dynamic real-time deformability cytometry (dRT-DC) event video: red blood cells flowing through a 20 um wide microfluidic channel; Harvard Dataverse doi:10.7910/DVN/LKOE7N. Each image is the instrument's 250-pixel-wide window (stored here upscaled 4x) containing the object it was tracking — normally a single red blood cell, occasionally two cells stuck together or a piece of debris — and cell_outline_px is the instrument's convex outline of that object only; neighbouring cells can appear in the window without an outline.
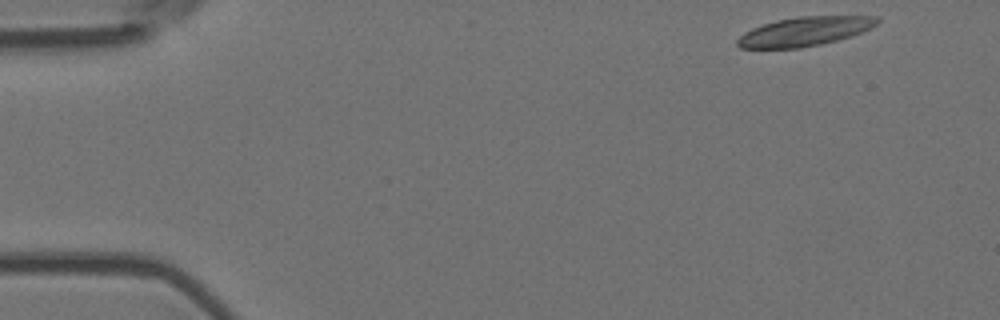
{"species": "Egyptian fruit bat (a non-hibernating species)", "species_latin": "Rousettus aegyptiacus", "temperature_condition": "room temperature", "stored_images_in_passage": 52, "camera_frame_rate_fps": 3000, "um_per_image_px": 0.085, "animal": {"sex": "female"}, "frame": {"image": 1, "passage_image": 1, "time_ms": 0.0, "image_size_px": [1000, 320], "cell_outline_px": [[880, 20], [872, 28], [864, 32], [852, 36], [820, 44], [800, 48], [740, 48], [736, 44], [736, 40], [744, 32], [752, 28], [776, 20], [800, 16], [880, 16]], "centroid_in_image_um": [68.42, 2.67], "position_along_channel_um": 16.6, "area_um2": 23.76}}
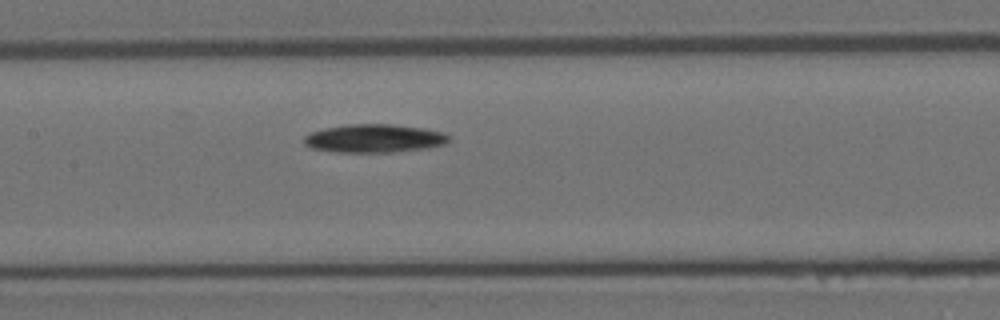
{"frame": {"image": 2, "passage_image": 23, "time_ms": 7.333, "image_size_px": [1000, 320], "cell_outline_px": [[452, 136], [444, 144], [428, 148], [392, 152], [336, 152], [312, 148], [304, 144], [304, 136], [312, 132], [324, 128], [344, 124], [392, 124], [424, 128], [444, 132]], "centroid_in_image_um": [31.83, 11.76], "position_along_channel_um": 175.6, "area_um2": 24.04}}
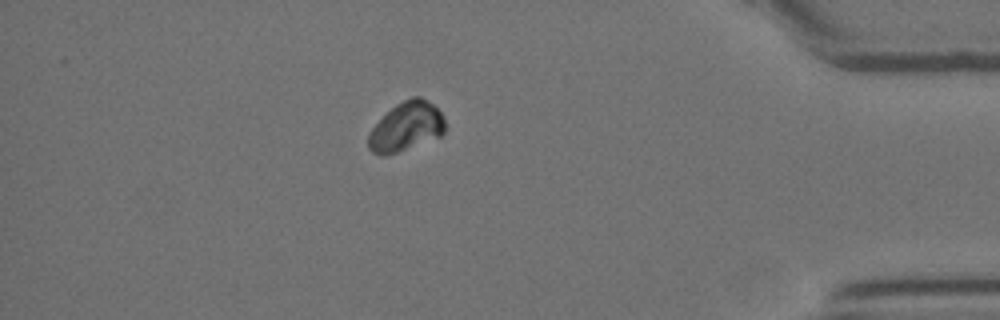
{"frame": {"image": 3, "passage_image": 45, "time_ms": 14.667, "image_size_px": [1000, 320], "cell_outline_px": [[444, 132], [440, 136], [396, 152], [384, 156], [380, 156], [372, 152], [368, 148], [368, 136], [372, 128], [396, 104], [412, 96], [420, 96], [428, 100], [440, 112], [444, 120]], "centroid_in_image_um": [34.51, 10.76], "position_along_channel_um": 400.7, "area_um2": 21.5}, "authors_computed_cell_mechanics": {"area_um2": 23.2356, "velocity_mm_per_s": 3.5959, "shape_relaxation_time_tau1_ms": 2.5197, "shape_relaxation_time_tau2_ms": null, "deformation_change_tau1": 0.0914, "deformation_change_tau2": null}}